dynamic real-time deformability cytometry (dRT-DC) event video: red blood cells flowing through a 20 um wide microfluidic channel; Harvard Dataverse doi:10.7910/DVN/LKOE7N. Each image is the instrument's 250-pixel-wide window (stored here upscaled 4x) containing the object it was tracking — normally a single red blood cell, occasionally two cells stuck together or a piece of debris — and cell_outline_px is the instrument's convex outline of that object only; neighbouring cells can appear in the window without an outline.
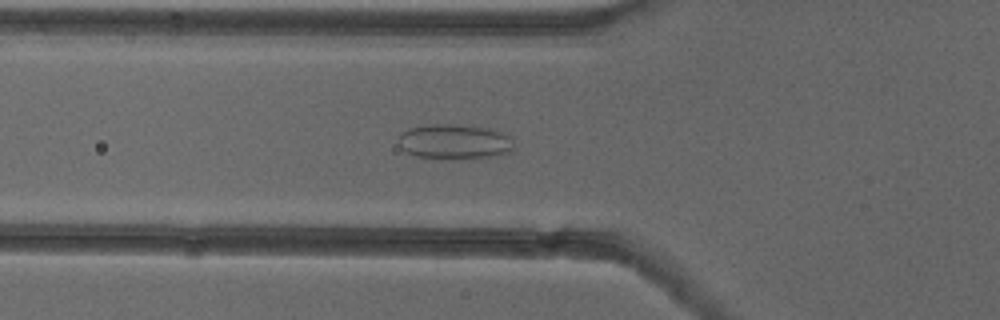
{"species": "common noctule bat (a hibernating species)", "species_latin": "Nyctalus noctula", "temperature_condition": "cold", "stored_images_in_passage": 53, "camera_frame_rate_fps": 3000, "um_per_image_px": 0.085, "animal": {"sex": "female"}, "frame": {"image": 1, "passage_image": 19, "time_ms": 6.0, "image_size_px": [1000, 320], "cell_outline_px": [[512, 152], [500, 156], [468, 160], [416, 156], [404, 152], [400, 148], [400, 132], [408, 128], [432, 124], [456, 124], [488, 128], [512, 136]], "centroid_in_image_um": [38.67, 12.06], "position_along_channel_um": 87.1, "area_um2": 24.04}}
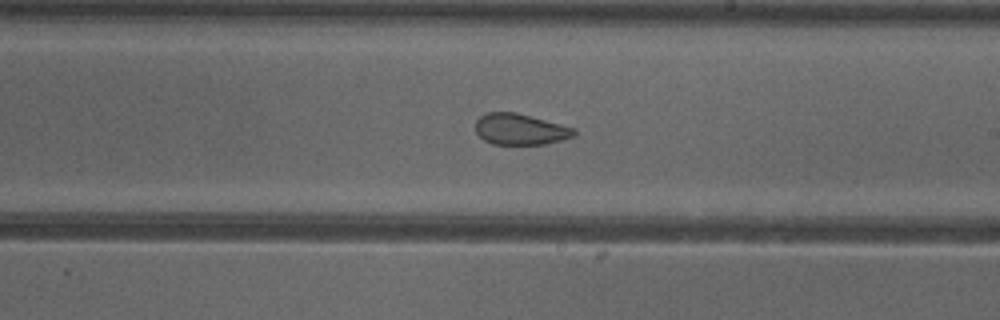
{"frame": {"image": 2, "passage_image": 31, "time_ms": 10.0, "image_size_px": [1000, 320], "cell_outline_px": [[576, 136], [544, 144], [492, 144], [484, 140], [476, 132], [476, 120], [480, 116], [488, 112], [516, 112], [576, 128]], "centroid_in_image_um": [44.23, 10.98], "position_along_channel_um": 244.8, "area_um2": 17.86}}
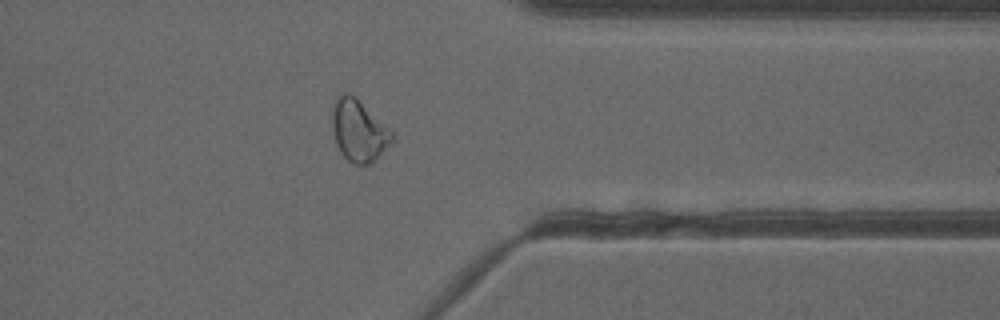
{"frame": {"image": 3, "passage_image": 42, "time_ms": 13.667, "image_size_px": [1000, 320], "cell_outline_px": [[392, 140], [376, 160], [372, 164], [356, 164], [348, 160], [340, 152], [336, 144], [332, 132], [332, 108], [336, 100], [340, 96], [356, 96], [392, 132]], "centroid_in_image_um": [30.47, 11.14], "position_along_channel_um": 380.9, "area_um2": 21.04}, "authors_computed_cell_mechanics": {"area_um2": 24.0448, "velocity_mm_per_s": 3.919, "shape_relaxation_time_tau1_ms": null, "shape_relaxation_time_tau2_ms": 1.8578, "deformation_change_tau1": null, "deformation_change_tau2": 0.09}}